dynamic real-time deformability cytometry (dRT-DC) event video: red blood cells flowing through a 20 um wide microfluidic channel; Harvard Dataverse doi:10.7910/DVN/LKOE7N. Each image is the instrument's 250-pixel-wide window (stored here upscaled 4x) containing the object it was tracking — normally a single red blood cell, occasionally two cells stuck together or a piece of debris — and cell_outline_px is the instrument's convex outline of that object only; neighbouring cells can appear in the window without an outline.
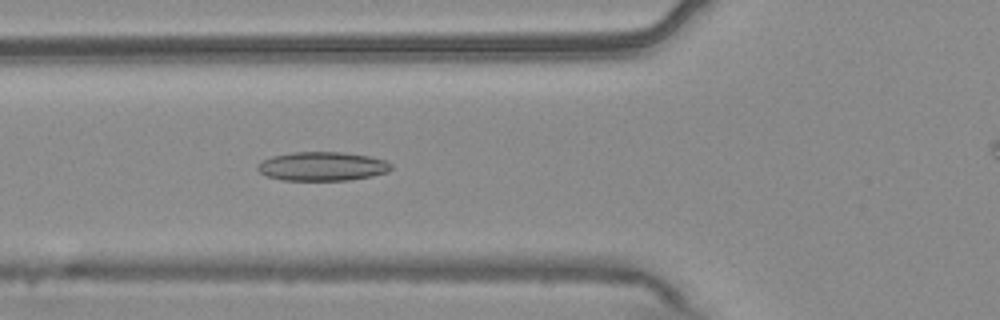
{"species": "common noctule bat (a hibernating species)", "species_latin": "Nyctalus noctula", "temperature_condition": "warm", "stored_images_in_passage": 33, "camera_frame_rate_fps": 3000, "um_per_image_px": 0.085, "animal": {"sex": "male", "body_mass_g": 20.4}, "frame": {"image": 1, "passage_image": 4, "time_ms": 1.0, "image_size_px": [1000, 320], "cell_outline_px": [[392, 168], [388, 172], [372, 176], [348, 180], [284, 180], [268, 176], [260, 172], [256, 168], [264, 160], [272, 156], [292, 152], [340, 152], [368, 156], [384, 160], [392, 164]], "centroid_in_image_um": [27.42, 14.14], "position_along_channel_um": 98.4, "area_um2": 22.31}}
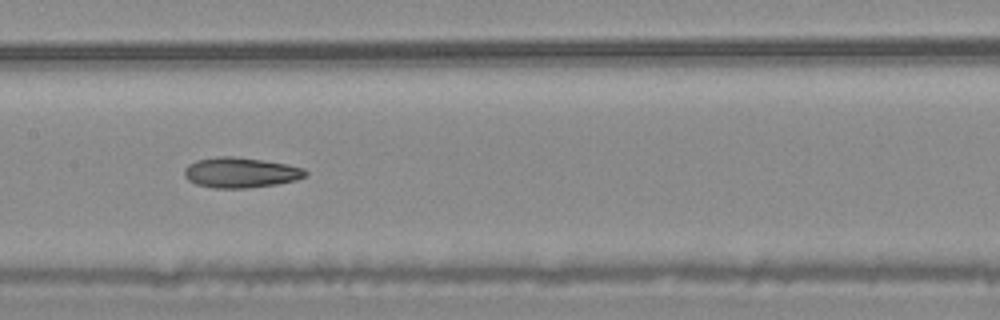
{"frame": {"image": 2, "passage_image": 11, "time_ms": 3.333, "image_size_px": [1000, 320], "cell_outline_px": [[308, 176], [296, 180], [276, 184], [248, 188], [212, 188], [196, 184], [188, 180], [184, 176], [184, 168], [188, 164], [196, 160], [216, 156], [232, 156], [264, 160], [288, 164], [304, 168], [308, 172]], "centroid_in_image_um": [20.45, 14.66], "position_along_channel_um": 186.9, "area_um2": 21.68}}
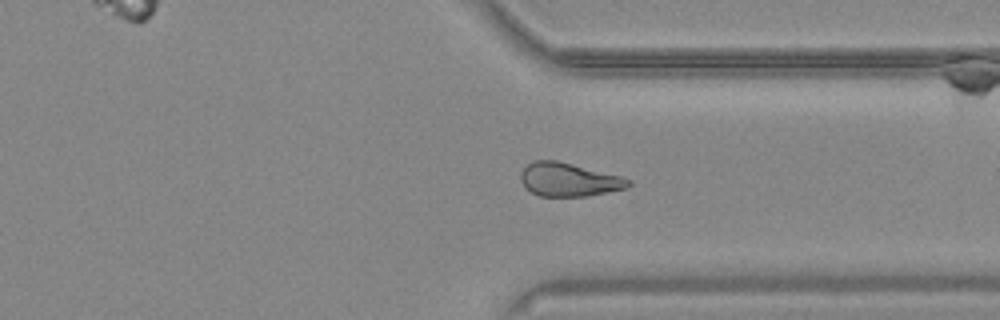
{"frame": {"image": 3, "passage_image": 25, "time_ms": 8.0, "image_size_px": [1000, 320], "cell_outline_px": [[632, 184], [628, 188], [588, 196], [540, 196], [524, 188], [520, 180], [520, 172], [532, 160], [556, 160], [620, 176], [632, 180]], "centroid_in_image_um": [48.33, 15.27], "position_along_channel_um": 363.1, "area_um2": 21.1}, "authors_computed_cell_mechanics": {"area_um2": 21.097, "velocity_mm_per_s": 3.7685, "shape_relaxation_time_tau1_ms": null, "shape_relaxation_time_tau2_ms": 5.2434, "deformation_change_tau1": null, "deformation_change_tau2": 0.1318}}